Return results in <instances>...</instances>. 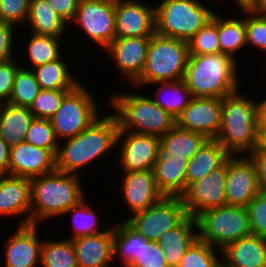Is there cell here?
I'll return each instance as SVG.
<instances>
[{
  "label": "cell",
  "mask_w": 266,
  "mask_h": 267,
  "mask_svg": "<svg viewBox=\"0 0 266 267\" xmlns=\"http://www.w3.org/2000/svg\"><path fill=\"white\" fill-rule=\"evenodd\" d=\"M68 25L74 18L80 0H46Z\"/></svg>",
  "instance_id": "681fc988"
},
{
  "label": "cell",
  "mask_w": 266,
  "mask_h": 267,
  "mask_svg": "<svg viewBox=\"0 0 266 267\" xmlns=\"http://www.w3.org/2000/svg\"><path fill=\"white\" fill-rule=\"evenodd\" d=\"M197 238L196 218L187 215L175 228L165 232L157 243L169 267H178L183 255Z\"/></svg>",
  "instance_id": "d4e9b609"
},
{
  "label": "cell",
  "mask_w": 266,
  "mask_h": 267,
  "mask_svg": "<svg viewBox=\"0 0 266 267\" xmlns=\"http://www.w3.org/2000/svg\"><path fill=\"white\" fill-rule=\"evenodd\" d=\"M117 148L122 172L153 170L160 153V137L119 130Z\"/></svg>",
  "instance_id": "7c38bea8"
},
{
  "label": "cell",
  "mask_w": 266,
  "mask_h": 267,
  "mask_svg": "<svg viewBox=\"0 0 266 267\" xmlns=\"http://www.w3.org/2000/svg\"><path fill=\"white\" fill-rule=\"evenodd\" d=\"M29 35H31L30 40L28 39V42H26V45H24L26 50L21 51H27L25 54L27 58L25 60L28 62H23L28 65L25 66V63L21 62V67L32 70L37 66L55 61L62 56L61 49L63 48H61V38L36 35L33 33H30Z\"/></svg>",
  "instance_id": "836d02e7"
},
{
  "label": "cell",
  "mask_w": 266,
  "mask_h": 267,
  "mask_svg": "<svg viewBox=\"0 0 266 267\" xmlns=\"http://www.w3.org/2000/svg\"><path fill=\"white\" fill-rule=\"evenodd\" d=\"M120 189L122 202L129 209V217L159 202L164 196L157 189L153 170L122 172Z\"/></svg>",
  "instance_id": "d6986e66"
},
{
  "label": "cell",
  "mask_w": 266,
  "mask_h": 267,
  "mask_svg": "<svg viewBox=\"0 0 266 267\" xmlns=\"http://www.w3.org/2000/svg\"><path fill=\"white\" fill-rule=\"evenodd\" d=\"M38 226L37 224L18 226L8 238L4 239L2 257H4L5 267H38L40 265L43 240H40Z\"/></svg>",
  "instance_id": "ac0fdd59"
},
{
  "label": "cell",
  "mask_w": 266,
  "mask_h": 267,
  "mask_svg": "<svg viewBox=\"0 0 266 267\" xmlns=\"http://www.w3.org/2000/svg\"><path fill=\"white\" fill-rule=\"evenodd\" d=\"M246 45L266 52V16L245 8Z\"/></svg>",
  "instance_id": "b9f144b4"
},
{
  "label": "cell",
  "mask_w": 266,
  "mask_h": 267,
  "mask_svg": "<svg viewBox=\"0 0 266 267\" xmlns=\"http://www.w3.org/2000/svg\"><path fill=\"white\" fill-rule=\"evenodd\" d=\"M198 238L218 250L252 234L247 207L224 205L196 217Z\"/></svg>",
  "instance_id": "ba28073f"
},
{
  "label": "cell",
  "mask_w": 266,
  "mask_h": 267,
  "mask_svg": "<svg viewBox=\"0 0 266 267\" xmlns=\"http://www.w3.org/2000/svg\"><path fill=\"white\" fill-rule=\"evenodd\" d=\"M30 0H0V22L14 26L26 24Z\"/></svg>",
  "instance_id": "f6af8a7d"
},
{
  "label": "cell",
  "mask_w": 266,
  "mask_h": 267,
  "mask_svg": "<svg viewBox=\"0 0 266 267\" xmlns=\"http://www.w3.org/2000/svg\"><path fill=\"white\" fill-rule=\"evenodd\" d=\"M247 155L254 163L260 190L266 192V150L256 146Z\"/></svg>",
  "instance_id": "c3c4849f"
},
{
  "label": "cell",
  "mask_w": 266,
  "mask_h": 267,
  "mask_svg": "<svg viewBox=\"0 0 266 267\" xmlns=\"http://www.w3.org/2000/svg\"><path fill=\"white\" fill-rule=\"evenodd\" d=\"M155 6V33L189 41L212 20L216 11L201 0H159Z\"/></svg>",
  "instance_id": "52a82bcc"
},
{
  "label": "cell",
  "mask_w": 266,
  "mask_h": 267,
  "mask_svg": "<svg viewBox=\"0 0 266 267\" xmlns=\"http://www.w3.org/2000/svg\"><path fill=\"white\" fill-rule=\"evenodd\" d=\"M81 175L55 170L30 179V224H40L61 217L70 207L86 198Z\"/></svg>",
  "instance_id": "7a4b0ae2"
},
{
  "label": "cell",
  "mask_w": 266,
  "mask_h": 267,
  "mask_svg": "<svg viewBox=\"0 0 266 267\" xmlns=\"http://www.w3.org/2000/svg\"><path fill=\"white\" fill-rule=\"evenodd\" d=\"M243 15L225 17L218 13V34L220 53L237 61L236 53L246 46L245 8L239 9Z\"/></svg>",
  "instance_id": "1f68e13d"
},
{
  "label": "cell",
  "mask_w": 266,
  "mask_h": 267,
  "mask_svg": "<svg viewBox=\"0 0 266 267\" xmlns=\"http://www.w3.org/2000/svg\"><path fill=\"white\" fill-rule=\"evenodd\" d=\"M69 91L41 89L29 109L35 118L50 119Z\"/></svg>",
  "instance_id": "60d3db41"
},
{
  "label": "cell",
  "mask_w": 266,
  "mask_h": 267,
  "mask_svg": "<svg viewBox=\"0 0 266 267\" xmlns=\"http://www.w3.org/2000/svg\"><path fill=\"white\" fill-rule=\"evenodd\" d=\"M142 2H115L116 38L151 37L155 33V5Z\"/></svg>",
  "instance_id": "2e32d148"
},
{
  "label": "cell",
  "mask_w": 266,
  "mask_h": 267,
  "mask_svg": "<svg viewBox=\"0 0 266 267\" xmlns=\"http://www.w3.org/2000/svg\"><path fill=\"white\" fill-rule=\"evenodd\" d=\"M40 266L78 267L73 241L69 239L43 240Z\"/></svg>",
  "instance_id": "d590c367"
},
{
  "label": "cell",
  "mask_w": 266,
  "mask_h": 267,
  "mask_svg": "<svg viewBox=\"0 0 266 267\" xmlns=\"http://www.w3.org/2000/svg\"><path fill=\"white\" fill-rule=\"evenodd\" d=\"M11 147L0 137V176L8 175Z\"/></svg>",
  "instance_id": "f907efd6"
},
{
  "label": "cell",
  "mask_w": 266,
  "mask_h": 267,
  "mask_svg": "<svg viewBox=\"0 0 266 267\" xmlns=\"http://www.w3.org/2000/svg\"><path fill=\"white\" fill-rule=\"evenodd\" d=\"M257 146L266 150V126H258V143Z\"/></svg>",
  "instance_id": "db71d44e"
},
{
  "label": "cell",
  "mask_w": 266,
  "mask_h": 267,
  "mask_svg": "<svg viewBox=\"0 0 266 267\" xmlns=\"http://www.w3.org/2000/svg\"><path fill=\"white\" fill-rule=\"evenodd\" d=\"M260 191L255 166L250 157L247 154L230 155L227 159L226 205L247 207Z\"/></svg>",
  "instance_id": "5bb4252c"
},
{
  "label": "cell",
  "mask_w": 266,
  "mask_h": 267,
  "mask_svg": "<svg viewBox=\"0 0 266 267\" xmlns=\"http://www.w3.org/2000/svg\"><path fill=\"white\" fill-rule=\"evenodd\" d=\"M154 84L155 88L157 86V91L154 92L155 95L151 96L152 99L175 119L193 99L192 92L187 87L184 79L151 83V85Z\"/></svg>",
  "instance_id": "4dcf8cb0"
},
{
  "label": "cell",
  "mask_w": 266,
  "mask_h": 267,
  "mask_svg": "<svg viewBox=\"0 0 266 267\" xmlns=\"http://www.w3.org/2000/svg\"><path fill=\"white\" fill-rule=\"evenodd\" d=\"M84 198L80 203L70 207L62 217L71 215V236L69 240H75L87 235H94L106 231L111 225L108 222L100 220L94 208ZM108 223V224H107Z\"/></svg>",
  "instance_id": "d6a6232c"
},
{
  "label": "cell",
  "mask_w": 266,
  "mask_h": 267,
  "mask_svg": "<svg viewBox=\"0 0 266 267\" xmlns=\"http://www.w3.org/2000/svg\"><path fill=\"white\" fill-rule=\"evenodd\" d=\"M56 170V157L43 149L21 141L11 146L8 175L32 179Z\"/></svg>",
  "instance_id": "ffe728a7"
},
{
  "label": "cell",
  "mask_w": 266,
  "mask_h": 267,
  "mask_svg": "<svg viewBox=\"0 0 266 267\" xmlns=\"http://www.w3.org/2000/svg\"><path fill=\"white\" fill-rule=\"evenodd\" d=\"M221 116V98L193 97L190 104L176 118V126L203 134L208 139H216L221 127Z\"/></svg>",
  "instance_id": "9a60e30c"
},
{
  "label": "cell",
  "mask_w": 266,
  "mask_h": 267,
  "mask_svg": "<svg viewBox=\"0 0 266 267\" xmlns=\"http://www.w3.org/2000/svg\"><path fill=\"white\" fill-rule=\"evenodd\" d=\"M187 212L180 197H163L150 208L124 219L144 238L157 241L165 232L175 228Z\"/></svg>",
  "instance_id": "8fae6325"
},
{
  "label": "cell",
  "mask_w": 266,
  "mask_h": 267,
  "mask_svg": "<svg viewBox=\"0 0 266 267\" xmlns=\"http://www.w3.org/2000/svg\"><path fill=\"white\" fill-rule=\"evenodd\" d=\"M118 132L116 116L111 111L101 115L76 136L59 142L56 170L79 175L84 167H91L93 161L96 163L103 155L115 151Z\"/></svg>",
  "instance_id": "6da1fadb"
},
{
  "label": "cell",
  "mask_w": 266,
  "mask_h": 267,
  "mask_svg": "<svg viewBox=\"0 0 266 267\" xmlns=\"http://www.w3.org/2000/svg\"><path fill=\"white\" fill-rule=\"evenodd\" d=\"M16 30H18L16 26L7 22H0V62L16 58L17 55L14 54V50L16 51L14 44L17 43Z\"/></svg>",
  "instance_id": "7dc6e473"
},
{
  "label": "cell",
  "mask_w": 266,
  "mask_h": 267,
  "mask_svg": "<svg viewBox=\"0 0 266 267\" xmlns=\"http://www.w3.org/2000/svg\"><path fill=\"white\" fill-rule=\"evenodd\" d=\"M151 37L115 38L106 48L107 55L115 63L119 78L131 85L142 74ZM124 78V79H123Z\"/></svg>",
  "instance_id": "e0dca14e"
},
{
  "label": "cell",
  "mask_w": 266,
  "mask_h": 267,
  "mask_svg": "<svg viewBox=\"0 0 266 267\" xmlns=\"http://www.w3.org/2000/svg\"><path fill=\"white\" fill-rule=\"evenodd\" d=\"M189 58L188 42L154 33L149 42L145 68L130 86L140 89L155 82L178 81L185 77Z\"/></svg>",
  "instance_id": "8992f818"
},
{
  "label": "cell",
  "mask_w": 266,
  "mask_h": 267,
  "mask_svg": "<svg viewBox=\"0 0 266 267\" xmlns=\"http://www.w3.org/2000/svg\"><path fill=\"white\" fill-rule=\"evenodd\" d=\"M189 55H207L220 53L218 34V12L211 21L203 26L189 41Z\"/></svg>",
  "instance_id": "f35d334b"
},
{
  "label": "cell",
  "mask_w": 266,
  "mask_h": 267,
  "mask_svg": "<svg viewBox=\"0 0 266 267\" xmlns=\"http://www.w3.org/2000/svg\"><path fill=\"white\" fill-rule=\"evenodd\" d=\"M188 161L159 153L153 174L157 189L165 197H180L185 192Z\"/></svg>",
  "instance_id": "cb8c5ba5"
},
{
  "label": "cell",
  "mask_w": 266,
  "mask_h": 267,
  "mask_svg": "<svg viewBox=\"0 0 266 267\" xmlns=\"http://www.w3.org/2000/svg\"><path fill=\"white\" fill-rule=\"evenodd\" d=\"M25 142L39 148L50 150L55 156L58 151L59 141L49 119L35 118L27 131Z\"/></svg>",
  "instance_id": "ab89813d"
},
{
  "label": "cell",
  "mask_w": 266,
  "mask_h": 267,
  "mask_svg": "<svg viewBox=\"0 0 266 267\" xmlns=\"http://www.w3.org/2000/svg\"><path fill=\"white\" fill-rule=\"evenodd\" d=\"M250 9L256 14L266 16V0H257Z\"/></svg>",
  "instance_id": "f5cc1de1"
},
{
  "label": "cell",
  "mask_w": 266,
  "mask_h": 267,
  "mask_svg": "<svg viewBox=\"0 0 266 267\" xmlns=\"http://www.w3.org/2000/svg\"><path fill=\"white\" fill-rule=\"evenodd\" d=\"M162 248L157 241L146 238L140 240L139 255L128 267H169L164 257Z\"/></svg>",
  "instance_id": "7bdbcfd3"
},
{
  "label": "cell",
  "mask_w": 266,
  "mask_h": 267,
  "mask_svg": "<svg viewBox=\"0 0 266 267\" xmlns=\"http://www.w3.org/2000/svg\"><path fill=\"white\" fill-rule=\"evenodd\" d=\"M26 26L30 33L57 38H62L69 32L68 24L57 15L46 0H30Z\"/></svg>",
  "instance_id": "4316f807"
},
{
  "label": "cell",
  "mask_w": 266,
  "mask_h": 267,
  "mask_svg": "<svg viewBox=\"0 0 266 267\" xmlns=\"http://www.w3.org/2000/svg\"><path fill=\"white\" fill-rule=\"evenodd\" d=\"M30 179L20 176H0V218L23 217L19 226L30 224Z\"/></svg>",
  "instance_id": "44dd1931"
},
{
  "label": "cell",
  "mask_w": 266,
  "mask_h": 267,
  "mask_svg": "<svg viewBox=\"0 0 266 267\" xmlns=\"http://www.w3.org/2000/svg\"><path fill=\"white\" fill-rule=\"evenodd\" d=\"M16 59L19 58L0 62V104L9 102L17 71L21 68Z\"/></svg>",
  "instance_id": "bcb514c9"
},
{
  "label": "cell",
  "mask_w": 266,
  "mask_h": 267,
  "mask_svg": "<svg viewBox=\"0 0 266 267\" xmlns=\"http://www.w3.org/2000/svg\"><path fill=\"white\" fill-rule=\"evenodd\" d=\"M219 1V0H218ZM221 1V0H220ZM257 0H235L236 5H238V9L243 8H251V6L256 2Z\"/></svg>",
  "instance_id": "11a10c76"
},
{
  "label": "cell",
  "mask_w": 266,
  "mask_h": 267,
  "mask_svg": "<svg viewBox=\"0 0 266 267\" xmlns=\"http://www.w3.org/2000/svg\"><path fill=\"white\" fill-rule=\"evenodd\" d=\"M222 252L197 238L182 257L178 267H221Z\"/></svg>",
  "instance_id": "8d00e7d4"
},
{
  "label": "cell",
  "mask_w": 266,
  "mask_h": 267,
  "mask_svg": "<svg viewBox=\"0 0 266 267\" xmlns=\"http://www.w3.org/2000/svg\"><path fill=\"white\" fill-rule=\"evenodd\" d=\"M222 252L225 267H266V238L243 237L226 246Z\"/></svg>",
  "instance_id": "603a6c76"
},
{
  "label": "cell",
  "mask_w": 266,
  "mask_h": 267,
  "mask_svg": "<svg viewBox=\"0 0 266 267\" xmlns=\"http://www.w3.org/2000/svg\"><path fill=\"white\" fill-rule=\"evenodd\" d=\"M40 90L35 73L30 69L21 67L17 71L8 103L15 106L30 107Z\"/></svg>",
  "instance_id": "74e56055"
},
{
  "label": "cell",
  "mask_w": 266,
  "mask_h": 267,
  "mask_svg": "<svg viewBox=\"0 0 266 267\" xmlns=\"http://www.w3.org/2000/svg\"><path fill=\"white\" fill-rule=\"evenodd\" d=\"M229 156L216 139H208L188 161L185 190L191 183L201 180L221 166Z\"/></svg>",
  "instance_id": "484cf974"
},
{
  "label": "cell",
  "mask_w": 266,
  "mask_h": 267,
  "mask_svg": "<svg viewBox=\"0 0 266 267\" xmlns=\"http://www.w3.org/2000/svg\"><path fill=\"white\" fill-rule=\"evenodd\" d=\"M240 92L239 88L222 99L221 127L216 140L230 155L248 154L258 143L257 100Z\"/></svg>",
  "instance_id": "3957f363"
},
{
  "label": "cell",
  "mask_w": 266,
  "mask_h": 267,
  "mask_svg": "<svg viewBox=\"0 0 266 267\" xmlns=\"http://www.w3.org/2000/svg\"><path fill=\"white\" fill-rule=\"evenodd\" d=\"M82 83L64 96L60 107L49 119L59 142L76 136L103 115L98 99Z\"/></svg>",
  "instance_id": "9c48e42d"
},
{
  "label": "cell",
  "mask_w": 266,
  "mask_h": 267,
  "mask_svg": "<svg viewBox=\"0 0 266 267\" xmlns=\"http://www.w3.org/2000/svg\"><path fill=\"white\" fill-rule=\"evenodd\" d=\"M227 160L210 174L191 183L180 196L188 215L196 218L207 209L226 205Z\"/></svg>",
  "instance_id": "4fadbf2b"
},
{
  "label": "cell",
  "mask_w": 266,
  "mask_h": 267,
  "mask_svg": "<svg viewBox=\"0 0 266 267\" xmlns=\"http://www.w3.org/2000/svg\"><path fill=\"white\" fill-rule=\"evenodd\" d=\"M32 71L40 88L44 90H72L82 82L72 74L70 63L64 61L63 55L55 61L33 68Z\"/></svg>",
  "instance_id": "f546056e"
},
{
  "label": "cell",
  "mask_w": 266,
  "mask_h": 267,
  "mask_svg": "<svg viewBox=\"0 0 266 267\" xmlns=\"http://www.w3.org/2000/svg\"><path fill=\"white\" fill-rule=\"evenodd\" d=\"M253 235L266 238V192L260 191L247 205Z\"/></svg>",
  "instance_id": "ee69618b"
},
{
  "label": "cell",
  "mask_w": 266,
  "mask_h": 267,
  "mask_svg": "<svg viewBox=\"0 0 266 267\" xmlns=\"http://www.w3.org/2000/svg\"><path fill=\"white\" fill-rule=\"evenodd\" d=\"M143 238L126 221L113 225V259L118 258V263L128 267L139 255L140 240ZM120 258V260H119Z\"/></svg>",
  "instance_id": "e575fe53"
},
{
  "label": "cell",
  "mask_w": 266,
  "mask_h": 267,
  "mask_svg": "<svg viewBox=\"0 0 266 267\" xmlns=\"http://www.w3.org/2000/svg\"><path fill=\"white\" fill-rule=\"evenodd\" d=\"M101 1H107V2H111V3H115V2H117L118 0H101Z\"/></svg>",
  "instance_id": "9f6ffc18"
},
{
  "label": "cell",
  "mask_w": 266,
  "mask_h": 267,
  "mask_svg": "<svg viewBox=\"0 0 266 267\" xmlns=\"http://www.w3.org/2000/svg\"><path fill=\"white\" fill-rule=\"evenodd\" d=\"M258 104V126H266V98L257 100Z\"/></svg>",
  "instance_id": "816d5d0a"
},
{
  "label": "cell",
  "mask_w": 266,
  "mask_h": 267,
  "mask_svg": "<svg viewBox=\"0 0 266 267\" xmlns=\"http://www.w3.org/2000/svg\"><path fill=\"white\" fill-rule=\"evenodd\" d=\"M237 66L238 61L224 53L189 55L184 81L193 97L223 99L239 89Z\"/></svg>",
  "instance_id": "5b68a950"
},
{
  "label": "cell",
  "mask_w": 266,
  "mask_h": 267,
  "mask_svg": "<svg viewBox=\"0 0 266 267\" xmlns=\"http://www.w3.org/2000/svg\"><path fill=\"white\" fill-rule=\"evenodd\" d=\"M127 91L112 93L107 101V108H111L118 120L119 130L161 138L176 125V119L158 106L150 95L136 92L138 90Z\"/></svg>",
  "instance_id": "277c9868"
},
{
  "label": "cell",
  "mask_w": 266,
  "mask_h": 267,
  "mask_svg": "<svg viewBox=\"0 0 266 267\" xmlns=\"http://www.w3.org/2000/svg\"><path fill=\"white\" fill-rule=\"evenodd\" d=\"M77 25L100 49L116 38L115 3L101 0H80L74 18L69 23Z\"/></svg>",
  "instance_id": "30bf717a"
},
{
  "label": "cell",
  "mask_w": 266,
  "mask_h": 267,
  "mask_svg": "<svg viewBox=\"0 0 266 267\" xmlns=\"http://www.w3.org/2000/svg\"><path fill=\"white\" fill-rule=\"evenodd\" d=\"M34 115L29 107L0 104V137L11 147L24 141Z\"/></svg>",
  "instance_id": "83f0119b"
},
{
  "label": "cell",
  "mask_w": 266,
  "mask_h": 267,
  "mask_svg": "<svg viewBox=\"0 0 266 267\" xmlns=\"http://www.w3.org/2000/svg\"><path fill=\"white\" fill-rule=\"evenodd\" d=\"M207 140L203 134L180 129L175 125L160 138V153L189 161Z\"/></svg>",
  "instance_id": "f1b7e54d"
},
{
  "label": "cell",
  "mask_w": 266,
  "mask_h": 267,
  "mask_svg": "<svg viewBox=\"0 0 266 267\" xmlns=\"http://www.w3.org/2000/svg\"><path fill=\"white\" fill-rule=\"evenodd\" d=\"M110 224L102 233L73 240L78 267L113 266V225Z\"/></svg>",
  "instance_id": "7402d4cb"
}]
</instances>
